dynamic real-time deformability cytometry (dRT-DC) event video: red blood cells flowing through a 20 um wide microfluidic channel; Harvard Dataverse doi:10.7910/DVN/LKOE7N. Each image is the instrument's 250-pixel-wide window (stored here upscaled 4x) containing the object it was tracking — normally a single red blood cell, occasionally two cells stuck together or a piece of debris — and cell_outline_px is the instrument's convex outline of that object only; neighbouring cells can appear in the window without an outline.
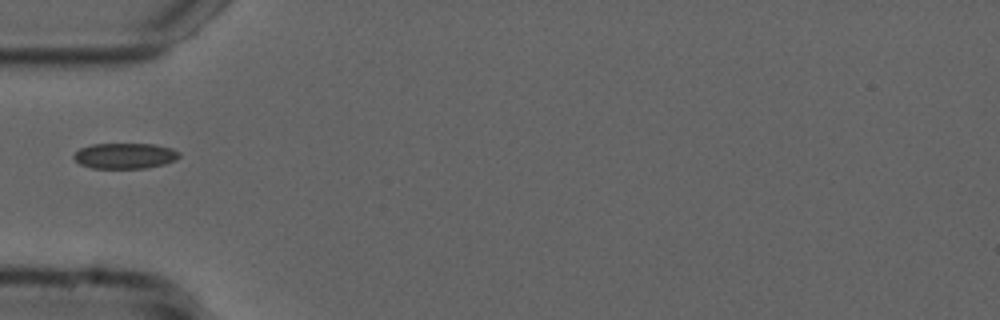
{"species": "common noctule bat (a hibernating species)", "species_latin": "Nyctalus noctula", "temperature_condition": "cold", "stored_images_in_passage": 38, "camera_frame_rate_fps": 3000, "um_per_image_px": 0.085, "animal": {"sex": "male", "forearm_length_mm": 52.5}, "frame": {"image": 1, "passage_image": 1, "time_ms": 0.0, "image_size_px": [1000, 320], "cell_outline_px": [[180, 156], [176, 160], [164, 164], [144, 168], [92, 168], [80, 164], [72, 156], [80, 148], [92, 144], [156, 144], [172, 148], [180, 152]], "centroid_in_image_um": [10.64, 13.24], "position_along_channel_um": 74.4, "area_um2": 15.78}}
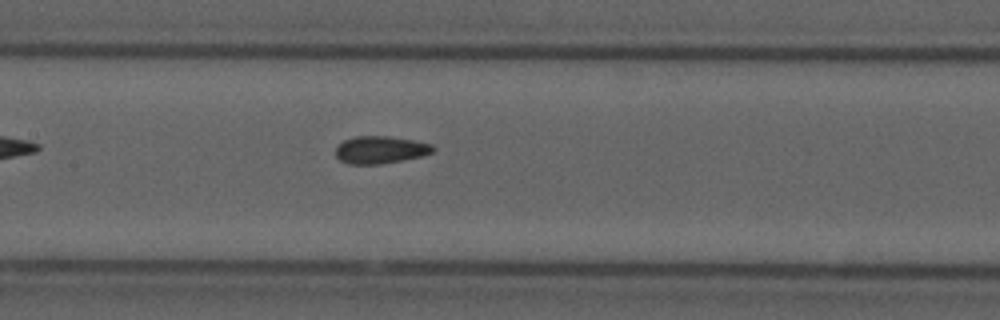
{"frame": {"image": 2, "passage_image": 9, "time_ms": 2.667, "image_size_px": [1000, 320], "cell_outline_px": [[436, 148], [432, 152], [420, 156], [404, 160], [380, 164], [348, 164], [340, 160], [336, 156], [336, 148], [344, 140], [356, 136], [388, 136], [412, 140], [432, 144]], "centroid_in_image_um": [32.33, 12.73], "position_along_channel_um": 175.1, "area_um2": 15.49}}
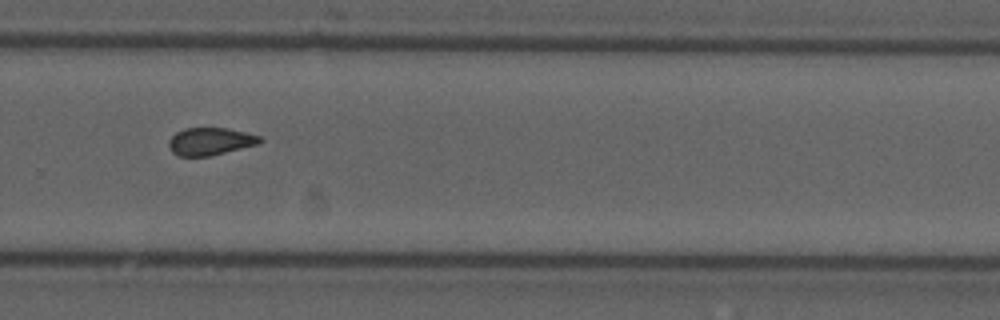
{"frame": {"image": 3, "passage_image": 20, "time_ms": 6.333, "image_size_px": [1000, 320], "cell_outline_px": [[264, 140], [260, 144], [208, 156], [176, 156], [172, 152], [168, 144], [168, 140], [176, 132], [184, 128], [228, 128], [260, 136]], "centroid_in_image_um": [17.87, 12.02], "position_along_channel_um": 311.9, "area_um2": 14.68}}